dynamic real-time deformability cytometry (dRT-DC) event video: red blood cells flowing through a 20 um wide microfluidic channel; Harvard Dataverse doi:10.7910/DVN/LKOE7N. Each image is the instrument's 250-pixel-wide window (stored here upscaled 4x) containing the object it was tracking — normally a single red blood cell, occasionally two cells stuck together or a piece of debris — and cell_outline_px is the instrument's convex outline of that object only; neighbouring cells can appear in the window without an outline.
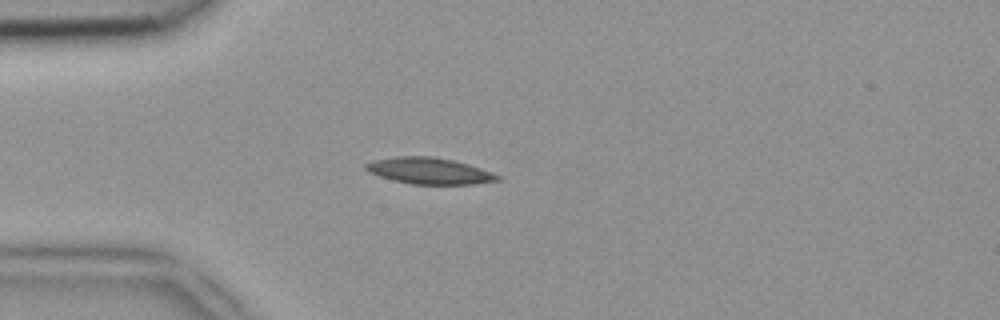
{"species": "common noctule bat (a hibernating species)", "species_latin": "Nyctalus noctula", "temperature_condition": "room temperature", "stored_images_in_passage": 36, "camera_frame_rate_fps": 3000, "um_per_image_px": 0.085, "animal": {"sex": "female", "body_mass_g": 18.4}, "frame": {"image": 1, "passage_image": 5, "time_ms": 1.333, "image_size_px": [1000, 320], "cell_outline_px": [[500, 180], [472, 184], [412, 184], [392, 180], [368, 172], [364, 168], [364, 164], [372, 160], [396, 156], [432, 156], [452, 160], [468, 164], [480, 168], [500, 176]], "centroid_in_image_um": [36.43, 14.52], "position_along_channel_um": 48.6, "area_um2": 20.17}}
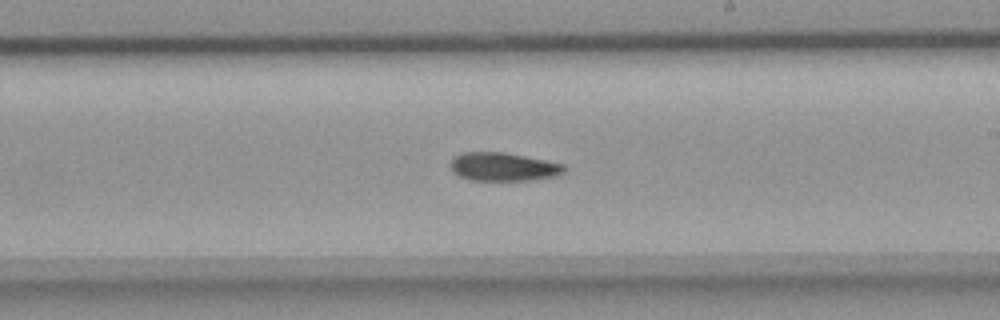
{"frame": {"image": 2, "passage_image": 20, "time_ms": 6.333, "image_size_px": [1000, 320], "cell_outline_px": [[568, 168], [564, 172], [556, 176], [528, 180], [468, 180], [452, 172], [448, 164], [460, 152], [504, 152], [564, 164]], "centroid_in_image_um": [42.75, 14.18], "position_along_channel_um": 246.2, "area_um2": 18.9}}
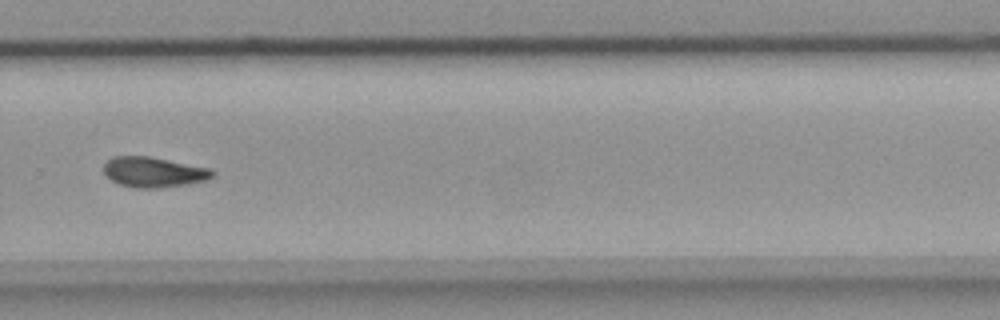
{"frame": {"image": 3, "passage_image": 25, "time_ms": 8.0, "image_size_px": [1000, 320], "cell_outline_px": [[216, 176], [204, 180], [184, 184], [152, 188], [140, 188], [120, 184], [112, 180], [104, 172], [104, 164], [112, 156], [148, 156], [212, 168], [216, 172]], "centroid_in_image_um": [13.09, 14.61], "position_along_channel_um": 316.7, "area_um2": 18.96}}